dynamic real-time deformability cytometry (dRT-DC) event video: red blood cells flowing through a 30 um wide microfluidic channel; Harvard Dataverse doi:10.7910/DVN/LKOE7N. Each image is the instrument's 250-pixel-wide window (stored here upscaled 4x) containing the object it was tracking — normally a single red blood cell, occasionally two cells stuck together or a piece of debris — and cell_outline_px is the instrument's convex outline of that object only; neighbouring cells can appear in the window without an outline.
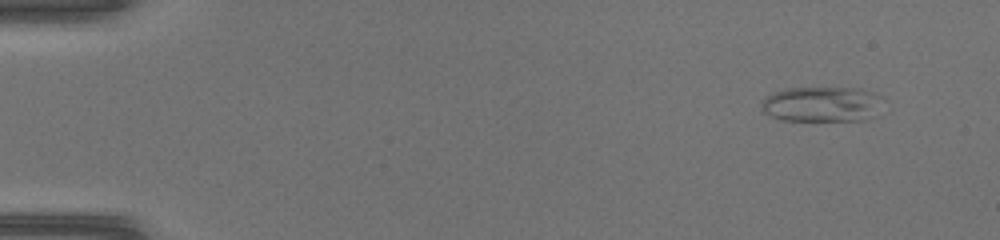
{"species": "common noctule bat (a hibernating species)", "species_latin": "Nyctalus noctula", "temperature_condition": "warm", "stored_images_in_passage": 43, "camera_frame_rate_fps": 3000, "um_per_image_px": 0.085, "animal": {"sex": "female", "body_mass_g": 17.0, "forearm_length_mm": 48.0}, "frame": {"image": 1, "passage_image": 1, "time_ms": 0.0, "image_size_px": [1000, 240], "cell_outline_px": [[884, 100], [876, 116], [864, 120], [784, 120], [772, 116], [764, 112], [760, 104], [772, 92], [784, 88], [860, 88], [872, 92], [880, 96]], "centroid_in_image_um": [69.91, 8.85], "position_along_channel_um": 15.1, "area_um2": 25.09}}
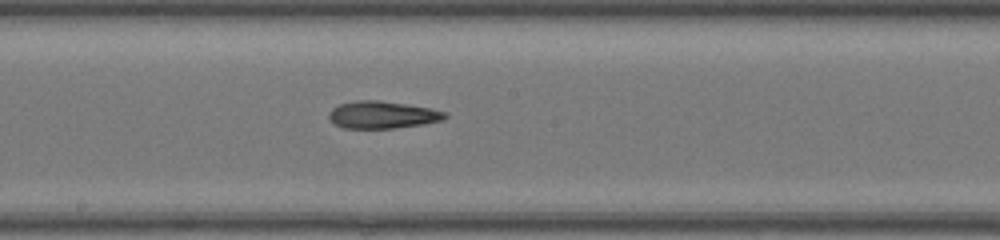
{"frame": {"image": 2, "passage_image": 23, "time_ms": 7.333, "image_size_px": [1000, 240], "cell_outline_px": [[448, 116], [444, 120], [424, 124], [392, 128], [344, 128], [336, 124], [328, 116], [328, 112], [332, 108], [340, 104], [356, 100], [380, 100], [432, 108], [448, 112]], "centroid_in_image_um": [32.55, 9.75], "position_along_channel_um": 215.6, "area_um2": 18.55}}
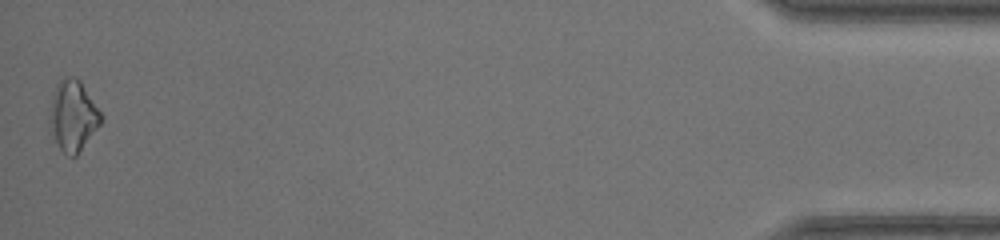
{"frame": {"image": 3, "passage_image": 43, "time_ms": 14.0, "image_size_px": [1000, 240], "cell_outline_px": [[104, 120], [76, 156], [68, 156], [60, 148], [48, 124], [48, 120], [52, 96], [56, 84], [64, 76], [72, 76], [80, 80], [104, 116]], "centroid_in_image_um": [6.22, 9.81], "position_along_channel_um": 429.0, "area_um2": 21.27}}